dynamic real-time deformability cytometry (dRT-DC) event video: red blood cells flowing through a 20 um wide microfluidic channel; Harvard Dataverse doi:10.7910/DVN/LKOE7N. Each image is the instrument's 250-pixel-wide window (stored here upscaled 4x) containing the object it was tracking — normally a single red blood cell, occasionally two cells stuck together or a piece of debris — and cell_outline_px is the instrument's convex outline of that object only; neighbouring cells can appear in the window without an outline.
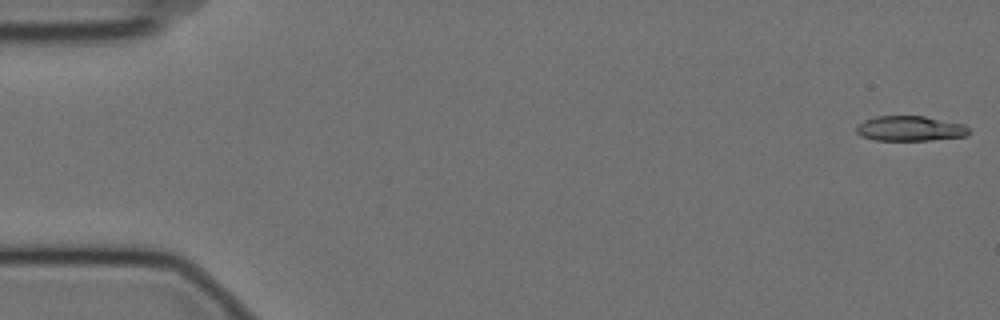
{"species": "Egyptian fruit bat (a non-hibernating species)", "species_latin": "Rousettus aegyptiacus", "temperature_condition": "cold", "stored_images_in_passage": 46, "camera_frame_rate_fps": 3000, "um_per_image_px": 0.085, "animal": {"sex": "female"}, "frame": {"image": 1, "passage_image": 1, "time_ms": 0.0, "image_size_px": [1000, 320], "cell_outline_px": [[968, 136], [928, 140], [876, 140], [860, 136], [856, 132], [856, 124], [864, 120], [876, 116], [924, 116], [964, 124], [968, 128]], "centroid_in_image_um": [77.32, 10.92], "position_along_channel_um": 7.7, "area_um2": 16.47}}
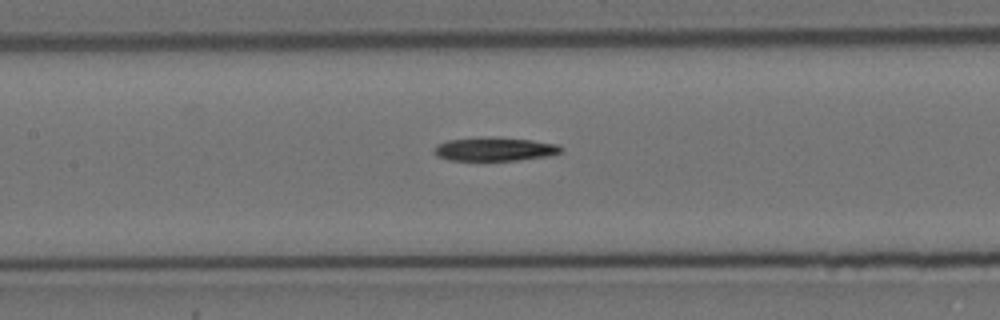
{"frame": {"image": 2, "passage_image": 26, "time_ms": 8.333, "image_size_px": [1000, 320], "cell_outline_px": [[564, 148], [560, 152], [548, 156], [516, 160], [448, 160], [436, 156], [432, 152], [436, 144], [448, 140], [532, 140], [556, 144]], "centroid_in_image_um": [42.02, 12.73], "position_along_channel_um": 165.4, "area_um2": 16.36}}
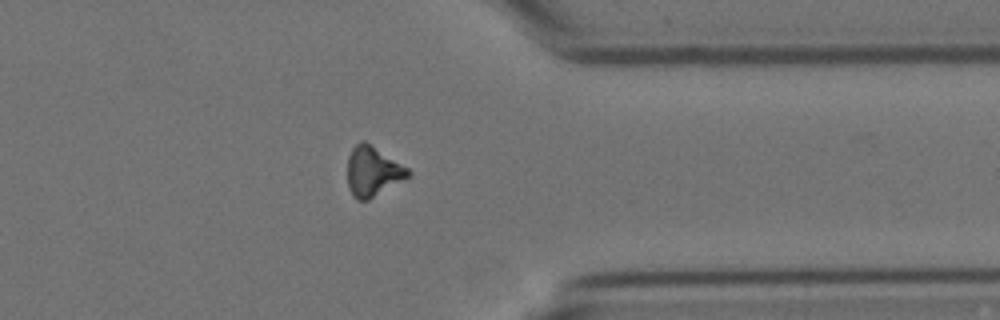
{"frame": {"image": 3, "passage_image": 45, "time_ms": 14.667, "image_size_px": [1000, 320], "cell_outline_px": [[412, 176], [368, 200], [356, 200], [352, 196], [348, 188], [348, 156], [352, 148], [360, 140], [364, 140], [408, 168], [412, 172]], "centroid_in_image_um": [31.69, 14.58], "position_along_channel_um": 379.7, "area_um2": 17.74}}